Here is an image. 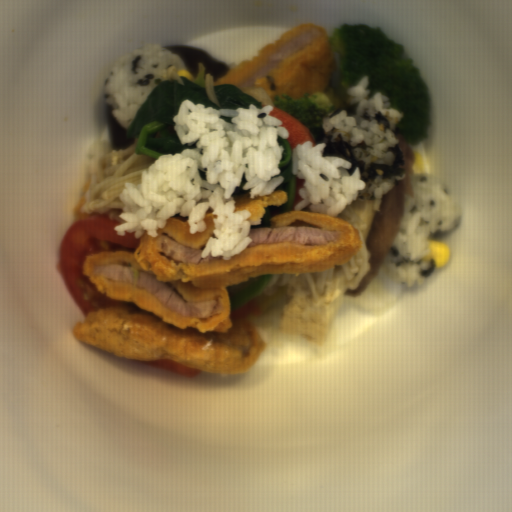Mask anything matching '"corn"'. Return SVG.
<instances>
[{
  "instance_id": "5cfa1b94",
  "label": "corn",
  "mask_w": 512,
  "mask_h": 512,
  "mask_svg": "<svg viewBox=\"0 0 512 512\" xmlns=\"http://www.w3.org/2000/svg\"><path fill=\"white\" fill-rule=\"evenodd\" d=\"M177 73H178L179 78L180 77H185V78H189V79H191L193 81L196 80V78L192 75V73L189 70H186L184 68L183 69H179L177 71Z\"/></svg>"
},
{
  "instance_id": "f1292c28",
  "label": "corn",
  "mask_w": 512,
  "mask_h": 512,
  "mask_svg": "<svg viewBox=\"0 0 512 512\" xmlns=\"http://www.w3.org/2000/svg\"><path fill=\"white\" fill-rule=\"evenodd\" d=\"M413 157H414V161L411 165V170L415 175H419V174H425L426 172V168H425V162H424V154H422L421 152H415L413 154Z\"/></svg>"
},
{
  "instance_id": "51d56268",
  "label": "corn",
  "mask_w": 512,
  "mask_h": 512,
  "mask_svg": "<svg viewBox=\"0 0 512 512\" xmlns=\"http://www.w3.org/2000/svg\"><path fill=\"white\" fill-rule=\"evenodd\" d=\"M451 255L449 246L437 240L429 242L426 261L433 265V268H442L450 263Z\"/></svg>"
}]
</instances>
